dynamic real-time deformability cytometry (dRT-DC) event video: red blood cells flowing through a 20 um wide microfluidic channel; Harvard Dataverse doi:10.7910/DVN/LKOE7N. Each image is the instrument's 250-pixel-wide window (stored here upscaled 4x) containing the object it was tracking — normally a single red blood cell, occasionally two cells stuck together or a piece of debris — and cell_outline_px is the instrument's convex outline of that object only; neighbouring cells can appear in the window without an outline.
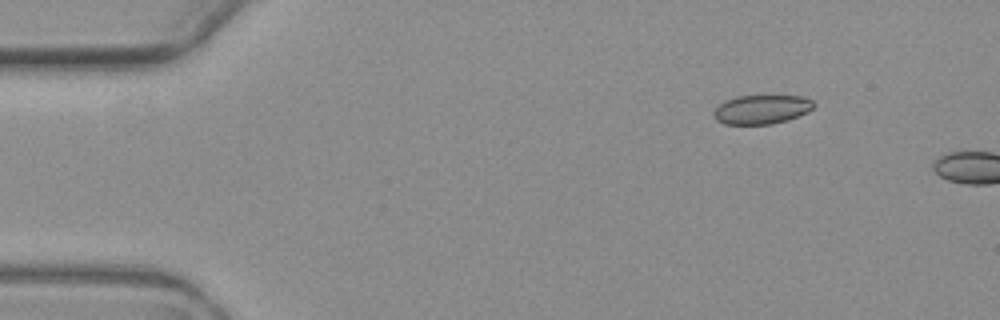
{"species": "common noctule bat (a hibernating species)", "species_latin": "Nyctalus noctula", "temperature_condition": "warm", "stored_images_in_passage": 2, "camera_frame_rate_fps": 3000, "um_per_image_px": 0.085, "animal": {"sex": "female", "body_mass_g": 19.3, "forearm_length_mm": 54.1}, "frame": {"image": 1, "passage_image": 1, "time_ms": 0.0, "image_size_px": [1000, 320], "cell_outline_px": [[816, 104], [808, 112], [788, 120], [772, 124], [724, 124], [716, 120], [712, 116], [712, 112], [724, 100], [736, 96], [804, 96], [812, 100]], "centroid_in_image_um": [64.73, 9.3], "position_along_channel_um": 20.3, "area_um2": 17.11}}